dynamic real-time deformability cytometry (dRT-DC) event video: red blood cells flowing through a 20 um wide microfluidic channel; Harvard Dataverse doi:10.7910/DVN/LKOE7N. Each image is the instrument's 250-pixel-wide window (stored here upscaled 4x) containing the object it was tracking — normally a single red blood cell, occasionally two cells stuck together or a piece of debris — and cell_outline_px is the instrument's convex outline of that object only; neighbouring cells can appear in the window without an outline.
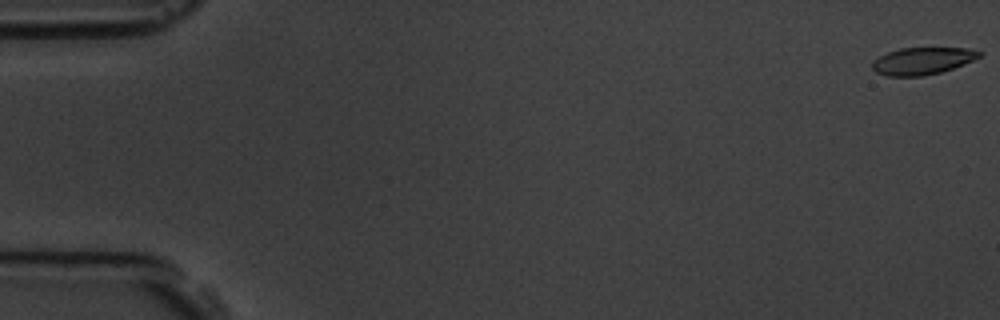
{"species": "common noctule bat (a hibernating species)", "species_latin": "Nyctalus noctula", "temperature_condition": "room temperature", "stored_images_in_passage": 5, "camera_frame_rate_fps": 3000, "um_per_image_px": 0.085, "animal": {"sex": "male", "body_mass_g": 19.5, "forearm_length_mm": 54.6}, "frame": {"image": 1, "passage_image": 1, "time_ms": 0.0, "image_size_px": [1000, 320], "cell_outline_px": [[984, 52], [980, 56], [964, 64], [940, 72], [924, 76], [888, 76], [876, 72], [872, 68], [872, 60], [888, 52], [900, 48], [968, 48]], "centroid_in_image_um": [78.39, 5.17], "position_along_channel_um": 6.6, "area_um2": 16.88}}
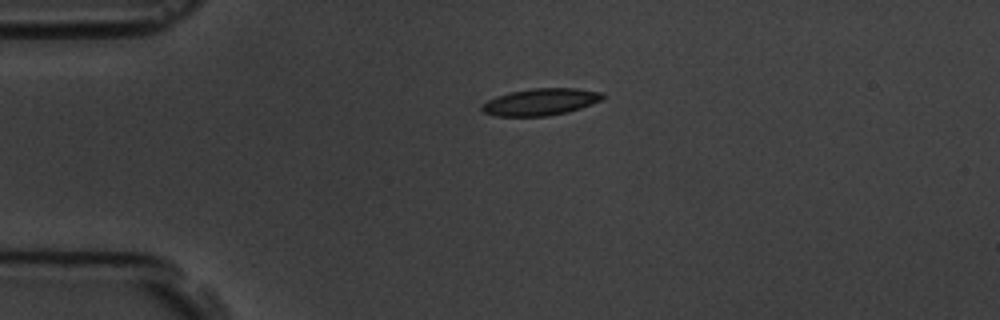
{"frame": {"image": 2, "passage_image": 4, "time_ms": 4.333, "image_size_px": [1000, 320], "cell_outline_px": [[604, 96], [600, 100], [592, 104], [568, 112], [544, 116], [496, 116], [484, 112], [480, 108], [488, 100], [496, 96], [508, 92], [532, 88], [576, 88], [604, 92]], "centroid_in_image_um": [45.96, 8.65], "position_along_channel_um": 39.0, "area_um2": 18.9}}